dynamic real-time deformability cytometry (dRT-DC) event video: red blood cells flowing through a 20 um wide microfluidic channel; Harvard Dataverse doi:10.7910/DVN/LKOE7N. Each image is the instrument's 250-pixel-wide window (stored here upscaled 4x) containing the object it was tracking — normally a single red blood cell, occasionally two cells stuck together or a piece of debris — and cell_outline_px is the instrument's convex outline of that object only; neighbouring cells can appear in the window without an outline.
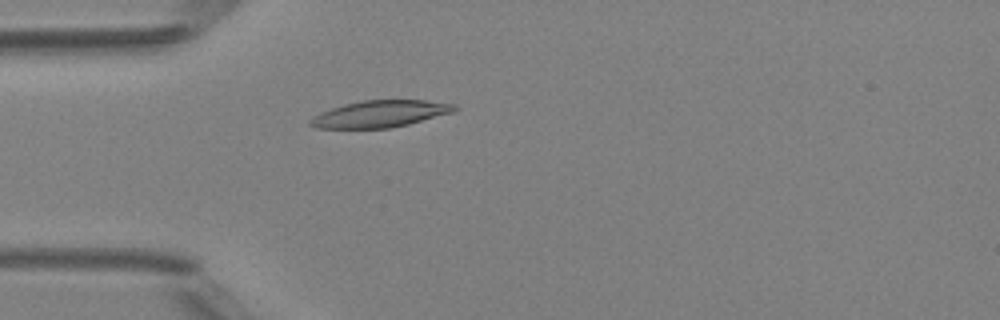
{"species": "Egyptian fruit bat (a non-hibernating species)", "species_latin": "Rousettus aegyptiacus", "temperature_condition": "room temperature", "stored_images_in_passage": 49, "camera_frame_rate_fps": 3000, "um_per_image_px": 0.085, "animal": {"sex": "female"}, "frame": {"image": 1, "passage_image": 14, "time_ms": 4.333, "image_size_px": [1000, 320], "cell_outline_px": [[460, 108], [452, 112], [408, 124], [388, 128], [316, 128], [308, 124], [308, 120], [320, 112], [344, 104], [364, 100], [424, 100], [456, 104]], "centroid_in_image_um": [32.3, 9.67], "position_along_channel_um": 52.7, "area_um2": 22.43}}
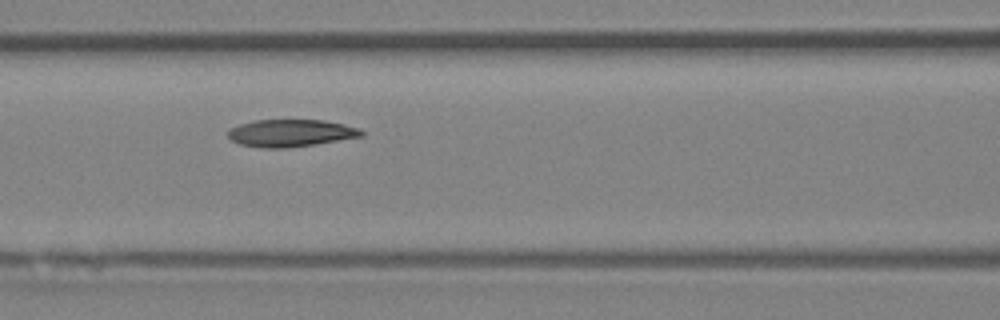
{"frame": {"image": 2, "passage_image": 21, "time_ms": 6.667, "image_size_px": [1000, 320], "cell_outline_px": [[364, 136], [288, 148], [260, 148], [240, 144], [232, 140], [228, 136], [228, 132], [232, 128], [240, 124], [256, 120], [324, 120], [344, 124], [360, 128], [364, 132]], "centroid_in_image_um": [24.74, 11.31], "position_along_channel_um": 141.9, "area_um2": 21.15}}
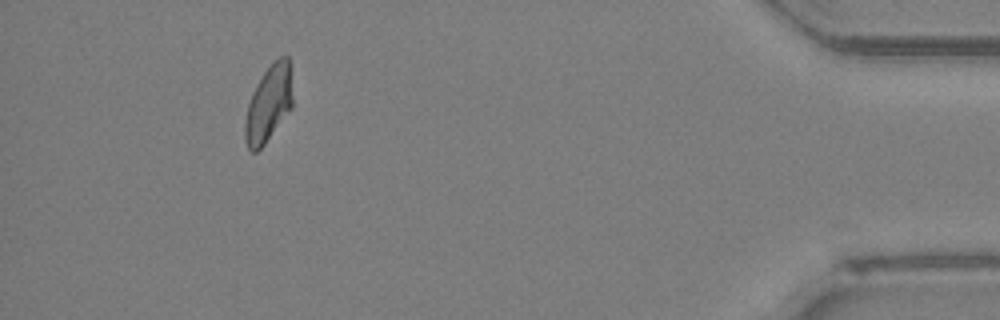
{"frame": {"image": 3, "passage_image": 45, "time_ms": 14.667, "image_size_px": [1000, 320], "cell_outline_px": [[292, 108], [264, 144], [256, 152], [252, 152], [248, 148], [244, 140], [244, 124], [248, 104], [252, 92], [256, 84], [272, 60], [280, 56], [288, 56], [292, 96]], "centroid_in_image_um": [22.81, 8.81], "position_along_channel_um": 412.4, "area_um2": 21.15}, "authors_computed_cell_mechanics": {"area_um2": 21.8484, "velocity_mm_per_s": 4.1727, "shape_relaxation_time_tau1_ms": 10.3684, "shape_relaxation_time_tau2_ms": 5.8832, "deformation_change_tau1": 0.2272, "deformation_change_tau2": 0.0945}}